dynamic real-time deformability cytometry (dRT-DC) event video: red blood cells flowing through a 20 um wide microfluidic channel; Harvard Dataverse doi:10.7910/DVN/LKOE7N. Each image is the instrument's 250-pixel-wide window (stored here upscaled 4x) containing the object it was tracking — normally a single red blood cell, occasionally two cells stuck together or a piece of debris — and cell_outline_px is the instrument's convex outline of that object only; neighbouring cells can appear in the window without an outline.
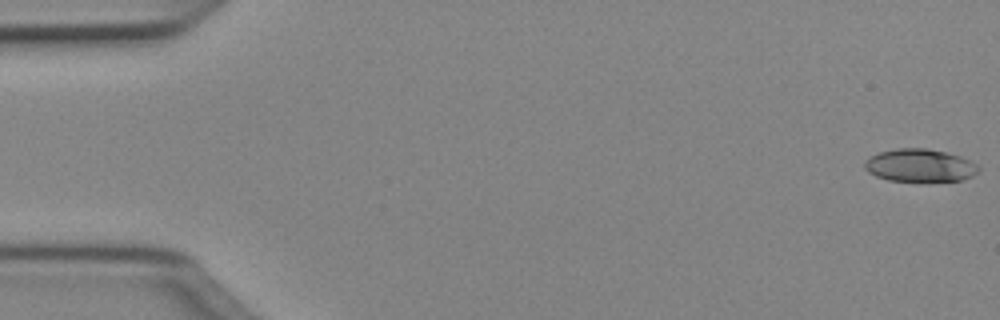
{"species": "Egyptian fruit bat (a non-hibernating species)", "species_latin": "Rousettus aegyptiacus", "temperature_condition": "cold", "stored_images_in_passage": 50, "camera_frame_rate_fps": 3000, "um_per_image_px": 0.085, "animal": {"sex": "female"}, "frame": {"image": 1, "passage_image": 1, "time_ms": 0.0, "image_size_px": [1000, 320], "cell_outline_px": [[980, 168], [972, 176], [964, 180], [888, 180], [876, 176], [868, 172], [864, 168], [864, 164], [872, 156], [880, 152], [896, 148], [928, 148], [948, 152], [960, 156], [976, 164]], "centroid_in_image_um": [78.19, 14.04], "position_along_channel_um": 6.8, "area_um2": 21.44}}
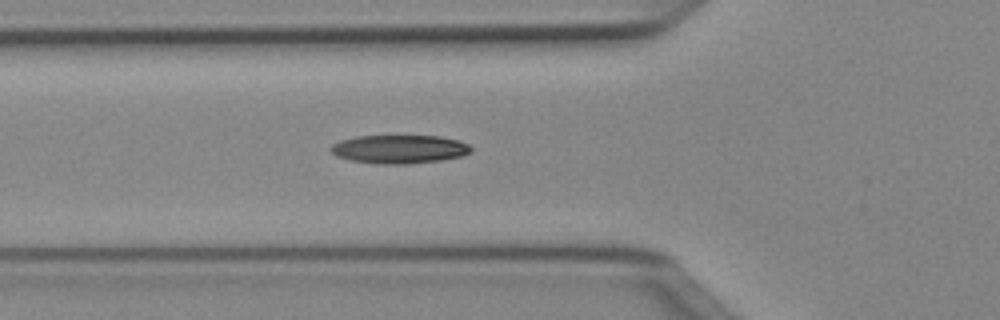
{"frame": {"image": 2, "passage_image": 18, "time_ms": 5.667, "image_size_px": [1000, 320], "cell_outline_px": [[472, 152], [460, 156], [440, 160], [404, 164], [380, 164], [352, 160], [336, 156], [328, 148], [332, 144], [340, 140], [356, 136], [440, 136], [460, 140], [468, 144], [472, 148]], "centroid_in_image_um": [33.94, 12.67], "position_along_channel_um": 91.9, "area_um2": 23.29}}
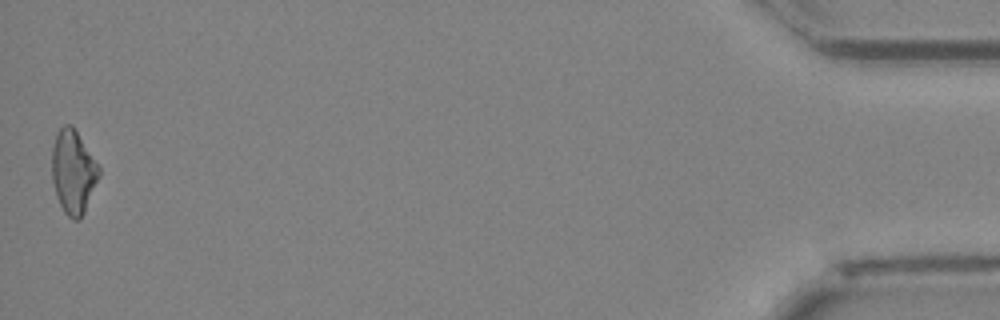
{"frame": {"image": 3, "passage_image": 50, "time_ms": 16.333, "image_size_px": [1000, 320], "cell_outline_px": [[100, 176], [84, 212], [80, 220], [72, 220], [64, 212], [56, 196], [52, 180], [52, 148], [56, 132], [64, 124], [72, 124], [100, 168]], "centroid_in_image_um": [6.21, 14.61], "position_along_channel_um": 429.0, "area_um2": 22.95}, "authors_computed_cell_mechanics": {"area_um2": 22.5131, "velocity_mm_per_s": 4.0533, "shape_relaxation_time_tau1_ms": 4.585, "shape_relaxation_time_tau2_ms": 5.9882, "deformation_change_tau1": 0.1453, "deformation_change_tau2": 0.1468}}